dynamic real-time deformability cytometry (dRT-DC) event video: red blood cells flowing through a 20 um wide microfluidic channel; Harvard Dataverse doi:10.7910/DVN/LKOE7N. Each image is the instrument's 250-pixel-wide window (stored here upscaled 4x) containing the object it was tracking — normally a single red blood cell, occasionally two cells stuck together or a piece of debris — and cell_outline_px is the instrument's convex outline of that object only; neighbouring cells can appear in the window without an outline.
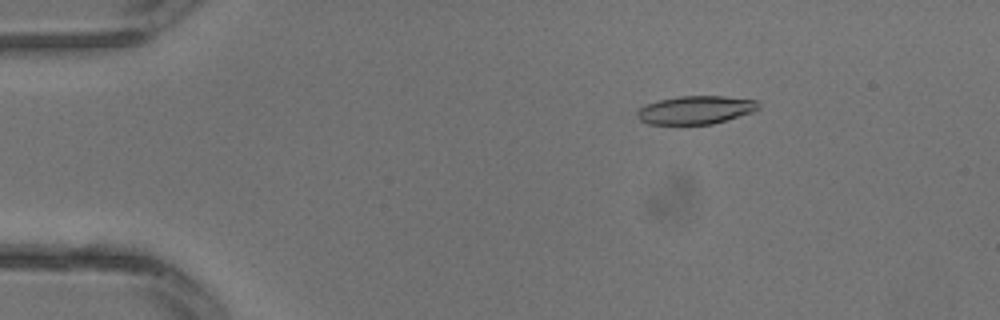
{"species": "common noctule bat (a hibernating species)", "species_latin": "Nyctalus noctula", "temperature_condition": "warm", "stored_images_in_passage": 2, "camera_frame_rate_fps": 3000, "um_per_image_px": 0.085, "animal": {"sex": "male", "body_mass_g": 13.3}, "frame": {"image": 1, "passage_image": 1, "time_ms": 0.0, "image_size_px": [1000, 320], "cell_outline_px": [[760, 108], [752, 112], [712, 124], [648, 124], [640, 120], [636, 116], [636, 112], [644, 104], [660, 100], [680, 96], [724, 96], [756, 100], [760, 104]], "centroid_in_image_um": [59.11, 9.34], "position_along_channel_um": 25.9, "area_um2": 19.94}}